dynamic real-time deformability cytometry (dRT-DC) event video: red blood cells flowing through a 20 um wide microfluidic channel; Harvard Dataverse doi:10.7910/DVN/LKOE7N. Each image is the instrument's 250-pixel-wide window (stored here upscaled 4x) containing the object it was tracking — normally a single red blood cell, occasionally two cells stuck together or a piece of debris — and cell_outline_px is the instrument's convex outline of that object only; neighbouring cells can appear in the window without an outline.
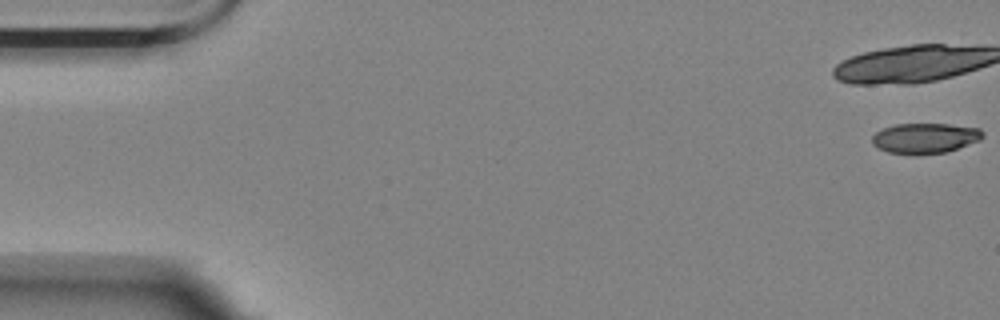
{"species": "Egyptian fruit bat (a non-hibernating species)", "species_latin": "Rousettus aegyptiacus", "temperature_condition": "room temperature", "stored_images_in_passage": 19, "camera_frame_rate_fps": 3000, "um_per_image_px": 0.085, "animal": {"sex": "female"}, "frame": {"image": 1, "passage_image": 1, "time_ms": 0.0, "image_size_px": [1000, 320], "cell_outline_px": [[984, 136], [980, 140], [944, 152], [916, 156], [912, 156], [888, 152], [876, 148], [872, 144], [872, 136], [876, 132], [884, 128], [896, 124], [948, 124], [980, 128], [984, 132]], "centroid_in_image_um": [78.59, 11.76], "position_along_channel_um": 6.4, "area_um2": 19.77}}